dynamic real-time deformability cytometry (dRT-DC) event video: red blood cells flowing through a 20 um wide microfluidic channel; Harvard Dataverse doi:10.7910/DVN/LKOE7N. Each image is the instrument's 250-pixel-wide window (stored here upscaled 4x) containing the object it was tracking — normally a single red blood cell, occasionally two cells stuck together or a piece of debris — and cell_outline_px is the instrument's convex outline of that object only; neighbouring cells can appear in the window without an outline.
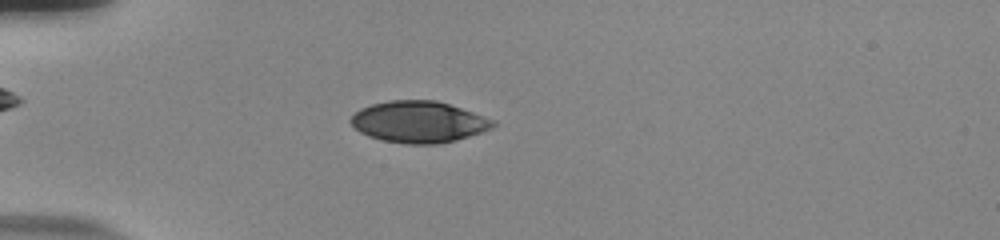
{"species": "human", "species_latin": "Homo sapiens", "temperature_condition": "room temperature", "stored_images_in_passage": 42, "camera_frame_rate_fps": 3000, "um_per_image_px": 0.085, "donor": {"sex": "male"}, "frame": {"image": 1, "passage_image": 3, "time_ms": 0.667, "image_size_px": [1000, 240], "cell_outline_px": [[496, 124], [492, 128], [456, 140], [436, 144], [404, 144], [384, 140], [368, 136], [360, 132], [348, 120], [360, 108], [372, 104], [388, 100], [436, 100], [496, 120]], "centroid_in_image_um": [35.58, 10.36], "position_along_channel_um": 49.4, "area_um2": 34.22}}
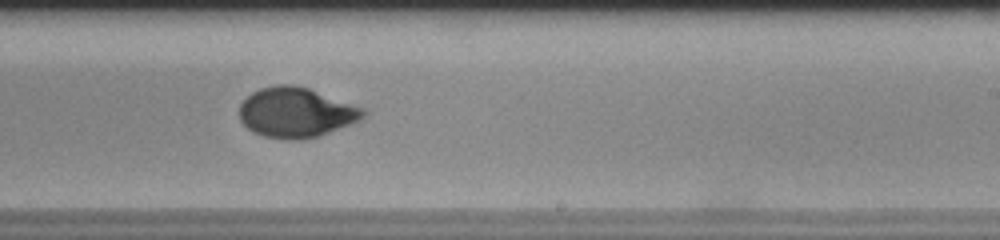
{"frame": {"image": 2, "passage_image": 22, "time_ms": 7.0, "image_size_px": [1000, 240], "cell_outline_px": [[368, 112], [360, 120], [352, 124], [320, 136], [300, 140], [288, 140], [264, 136], [252, 132], [240, 120], [240, 104], [252, 92], [260, 88], [280, 84], [292, 84], [308, 88], [364, 108]], "centroid_in_image_um": [25.18, 9.57], "position_along_channel_um": 263.8, "area_um2": 36.18}}
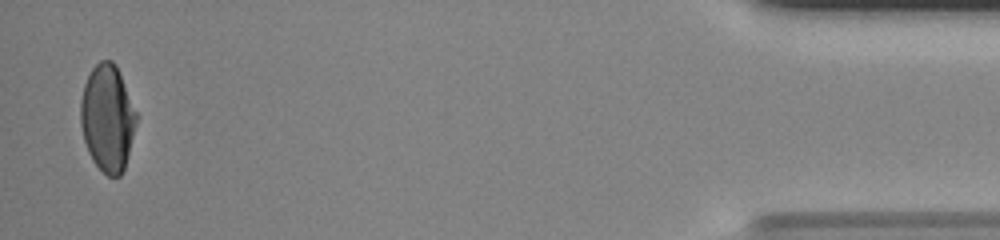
{"frame": {"image": 3, "passage_image": 41, "time_ms": 13.333, "image_size_px": [1000, 240], "cell_outline_px": [[136, 124], [124, 168], [120, 176], [108, 176], [92, 160], [88, 152], [84, 140], [80, 124], [80, 100], [84, 84], [92, 68], [100, 60], [112, 60], [116, 64], [136, 112]], "centroid_in_image_um": [9.11, 10.02], "position_along_channel_um": 426.1, "area_um2": 34.39}, "authors_computed_cell_mechanics": {"area_um2": 36.1539, "velocity_mm_per_s": 3.7526, "shape_relaxation_time_tau1_ms": 4.9534, "shape_relaxation_time_tau2_ms": null, "deformation_change_tau1": 0.1819, "deformation_change_tau2": null}}